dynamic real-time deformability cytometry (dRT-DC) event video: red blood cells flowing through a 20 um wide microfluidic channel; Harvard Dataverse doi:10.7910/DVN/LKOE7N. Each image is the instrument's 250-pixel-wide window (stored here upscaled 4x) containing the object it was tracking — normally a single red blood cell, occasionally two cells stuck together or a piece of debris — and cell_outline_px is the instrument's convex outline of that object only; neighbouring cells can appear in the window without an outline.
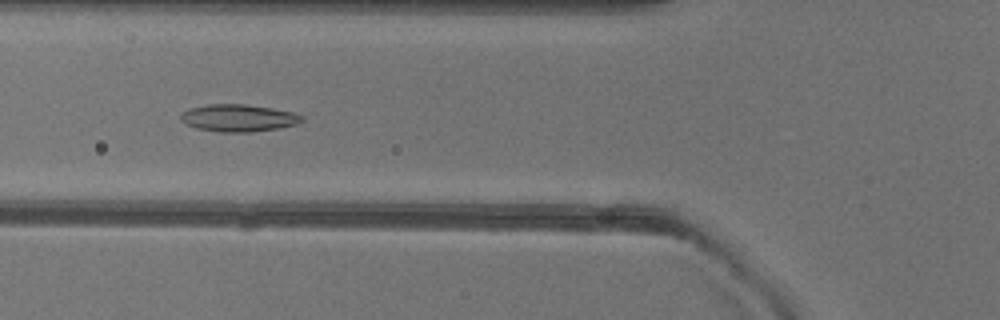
{"species": "common noctule bat (a hibernating species)", "species_latin": "Nyctalus noctula", "temperature_condition": "warm", "stored_images_in_passage": 50, "camera_frame_rate_fps": 3000, "um_per_image_px": 0.085, "animal": {"sex": "female"}, "frame": {"image": 1, "passage_image": 18, "time_ms": 5.667, "image_size_px": [1000, 320], "cell_outline_px": [[304, 120], [296, 124], [276, 128], [252, 132], [220, 132], [196, 128], [180, 120], [180, 116], [188, 108], [208, 104], [244, 104], [272, 108], [292, 112], [304, 116]], "centroid_in_image_um": [20.26, 10.02], "position_along_channel_um": 105.5, "area_um2": 19.13}}
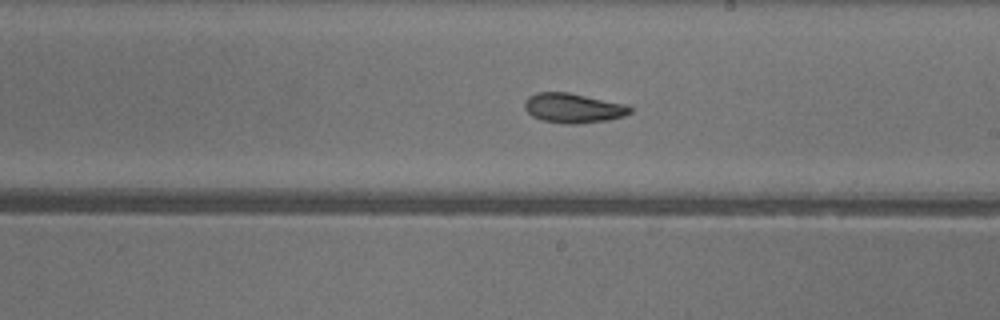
{"frame": {"image": 2, "passage_image": 28, "time_ms": 9.0, "image_size_px": [1000, 320], "cell_outline_px": [[632, 112], [624, 116], [608, 120], [572, 124], [564, 124], [544, 120], [532, 116], [524, 108], [524, 100], [528, 96], [536, 92], [568, 92], [628, 104], [632, 108]], "centroid_in_image_um": [48.73, 9.17], "position_along_channel_um": 240.3, "area_um2": 18.38}}
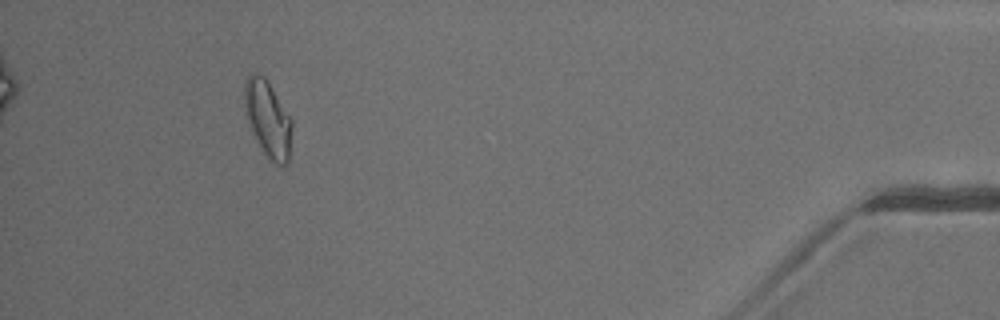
{"frame": {"image": 3, "passage_image": 46, "time_ms": 15.0, "image_size_px": [1000, 320], "cell_outline_px": [[292, 128], [288, 164], [284, 168], [268, 160], [248, 120], [244, 104], [244, 84], [248, 76], [252, 72], [264, 76], [268, 80], [292, 120]], "centroid_in_image_um": [22.8, 10.11], "position_along_channel_um": 412.4, "area_um2": 20.98}, "authors_computed_cell_mechanics": {"area_um2": 19.074, "velocity_mm_per_s": 4.0316, "shape_relaxation_time_tau1_ms": 8.5688, "shape_relaxation_time_tau2_ms": 2.4503, "deformation_change_tau1": 0.2051, "deformation_change_tau2": 0.0858}}